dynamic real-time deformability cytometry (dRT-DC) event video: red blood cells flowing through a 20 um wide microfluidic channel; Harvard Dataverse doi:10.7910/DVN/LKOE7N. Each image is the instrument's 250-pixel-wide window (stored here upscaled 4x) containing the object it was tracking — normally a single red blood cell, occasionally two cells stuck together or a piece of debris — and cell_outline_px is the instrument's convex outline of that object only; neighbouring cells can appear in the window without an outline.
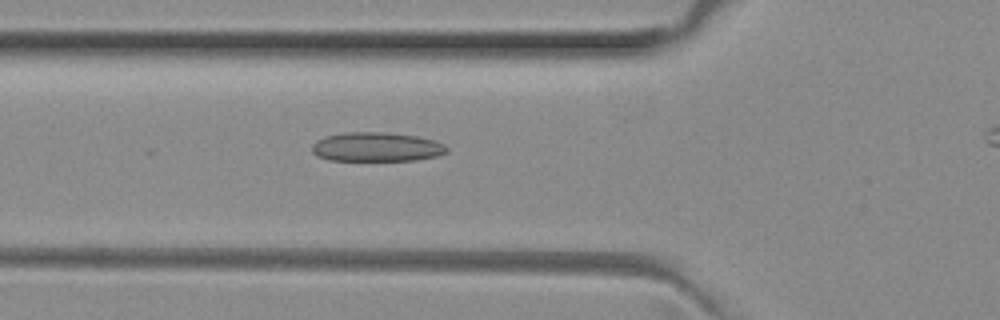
{"species": "common noctule bat (a hibernating species)", "species_latin": "Nyctalus noctula", "temperature_condition": "room temperature", "stored_images_in_passage": 45, "camera_frame_rate_fps": 3000, "um_per_image_px": 0.085, "animal": {"sex": "female", "body_mass_g": 29.2, "forearm_length_mm": 56.3}, "frame": {"image": 1, "passage_image": 18, "time_ms": 5.667, "image_size_px": [1000, 320], "cell_outline_px": [[448, 152], [436, 156], [416, 160], [328, 160], [312, 152], [312, 144], [316, 140], [324, 136], [344, 132], [384, 132], [416, 136], [432, 140], [444, 144], [448, 148]], "centroid_in_image_um": [31.99, 12.48], "position_along_channel_um": 93.8, "area_um2": 22.89}}
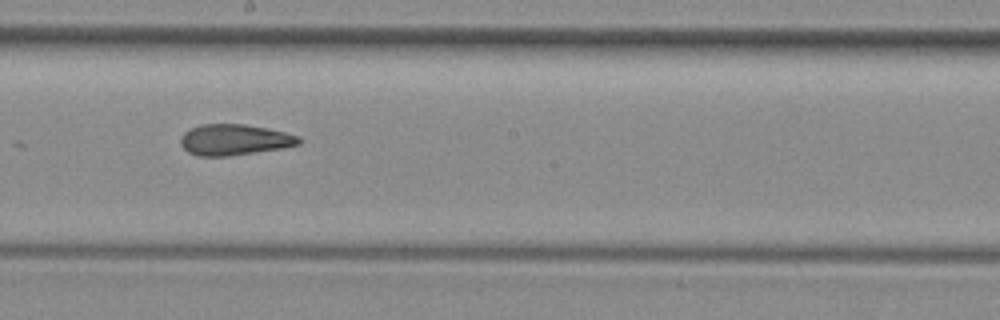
{"frame": {"image": 2, "passage_image": 28, "time_ms": 9.0, "image_size_px": [1000, 320], "cell_outline_px": [[300, 144], [284, 148], [228, 156], [196, 156], [188, 152], [180, 144], [180, 140], [184, 132], [192, 128], [204, 124], [244, 124], [268, 128], [300, 136]], "centroid_in_image_um": [19.93, 11.88], "position_along_channel_um": 228.3, "area_um2": 21.33}}
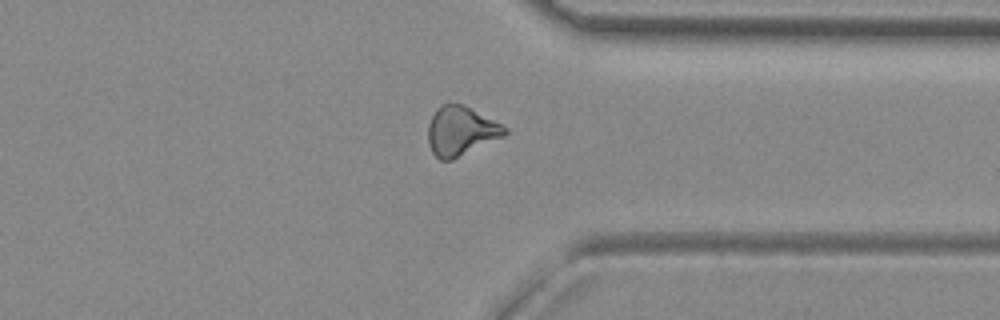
{"frame": {"image": 3, "passage_image": 39, "time_ms": 12.667, "image_size_px": [1000, 320], "cell_outline_px": [[508, 132], [504, 136], [452, 160], [440, 160], [432, 152], [428, 144], [428, 124], [432, 116], [440, 104], [464, 104], [508, 128]], "centroid_in_image_um": [39.16, 11.14], "position_along_channel_um": 372.2, "area_um2": 21.91}, "authors_computed_cell_mechanics": {"area_um2": 22.1374, "velocity_mm_per_s": 4.0168, "shape_relaxation_time_tau1_ms": null, "shape_relaxation_time_tau2_ms": 3.0966, "deformation_change_tau1": null, "deformation_change_tau2": 0.1187}}